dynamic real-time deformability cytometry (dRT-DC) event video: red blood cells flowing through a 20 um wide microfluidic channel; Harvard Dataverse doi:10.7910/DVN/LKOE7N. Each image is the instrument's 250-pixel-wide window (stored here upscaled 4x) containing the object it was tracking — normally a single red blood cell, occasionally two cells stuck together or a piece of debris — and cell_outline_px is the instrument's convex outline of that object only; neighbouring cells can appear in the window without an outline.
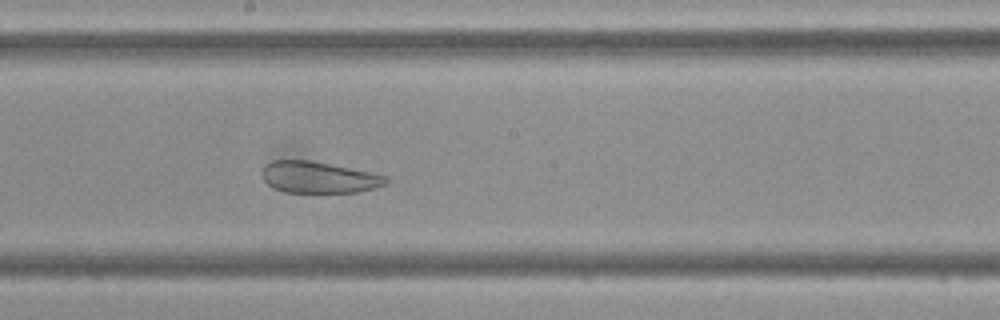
{"species": "Egyptian fruit bat (a non-hibernating species)", "species_latin": "Rousettus aegyptiacus", "temperature_condition": "cold", "stored_images_in_passage": 45, "camera_frame_rate_fps": 3000, "um_per_image_px": 0.085, "frame": {"image": 1, "passage_image": 23, "time_ms": 7.333, "image_size_px": [1000, 320], "cell_outline_px": [[388, 180], [384, 184], [372, 188], [356, 192], [284, 192], [268, 184], [264, 180], [264, 164], [272, 160], [308, 160], [388, 176]], "centroid_in_image_um": [27.06, 15.07], "position_along_channel_um": 221.1, "area_um2": 22.14}}
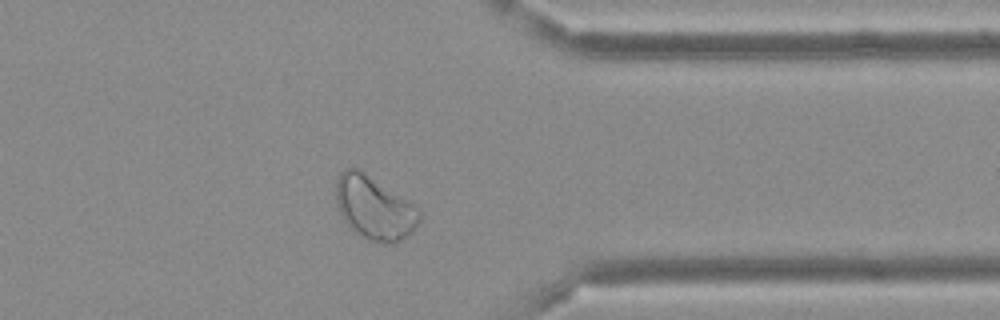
{"frame": {"image": 2, "passage_image": 35, "time_ms": 11.333, "image_size_px": [1000, 320], "cell_outline_px": [[420, 220], [412, 232], [408, 236], [392, 244], [368, 240], [360, 236], [344, 220], [340, 212], [336, 200], [336, 180], [340, 172], [344, 168], [356, 168], [364, 172], [416, 204], [420, 208]], "centroid_in_image_um": [31.84, 17.66], "position_along_channel_um": 379.6, "area_um2": 30.87}}
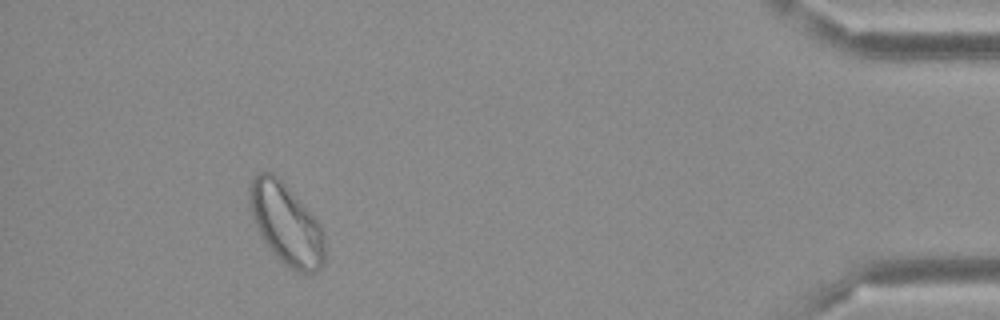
{"frame": {"image": 3, "passage_image": 41, "time_ms": 13.333, "image_size_px": [1000, 320], "cell_outline_px": [[324, 264], [320, 268], [312, 272], [296, 272], [264, 240], [256, 228], [252, 216], [248, 200], [248, 188], [252, 176], [260, 172], [272, 172], [288, 188], [320, 224], [324, 236]], "centroid_in_image_um": [24.3, 18.98], "position_along_channel_um": 410.9, "area_um2": 34.56}}